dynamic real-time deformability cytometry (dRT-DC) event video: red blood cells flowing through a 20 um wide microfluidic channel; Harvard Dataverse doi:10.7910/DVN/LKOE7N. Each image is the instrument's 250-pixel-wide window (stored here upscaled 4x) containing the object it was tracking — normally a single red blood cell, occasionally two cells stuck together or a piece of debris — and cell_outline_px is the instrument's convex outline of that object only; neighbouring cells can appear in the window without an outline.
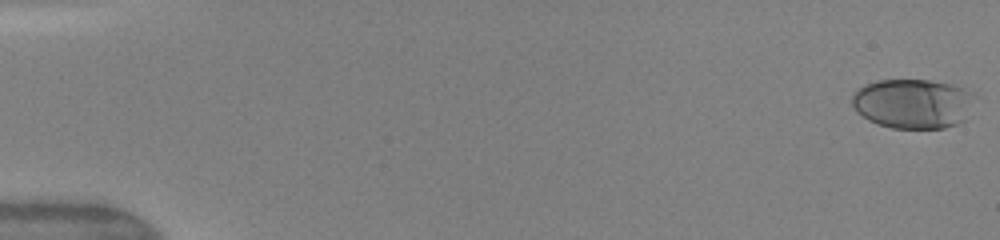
{"species": "human", "species_latin": "Homo sapiens", "temperature_condition": "warm", "stored_images_in_passage": 49, "camera_frame_rate_fps": 3000, "um_per_image_px": 0.085, "donor": {"sex": "female"}, "frame": {"image": 1, "passage_image": 1, "time_ms": 0.0, "image_size_px": [1000, 240], "cell_outline_px": [[976, 96], [964, 120], [956, 124], [944, 128], [892, 128], [868, 120], [856, 112], [852, 104], [852, 96], [864, 84], [876, 80], [928, 80], [952, 84], [964, 88], [972, 92]], "centroid_in_image_um": [77.6, 8.8], "position_along_channel_um": 7.4, "area_um2": 35.55}}
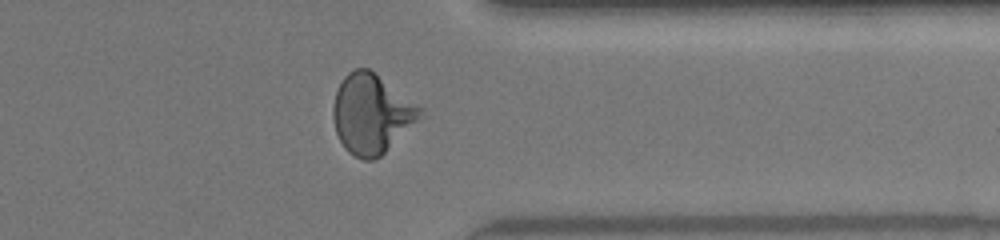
{"frame": {"image": 2, "passage_image": 40, "time_ms": 13.0, "image_size_px": [1000, 240], "cell_outline_px": [[424, 108], [420, 116], [380, 156], [372, 160], [364, 160], [348, 152], [344, 148], [336, 132], [332, 116], [332, 108], [336, 92], [344, 76], [348, 72], [356, 68], [368, 68]], "centroid_in_image_um": [31.53, 9.66], "position_along_channel_um": 379.9, "area_um2": 39.54}}
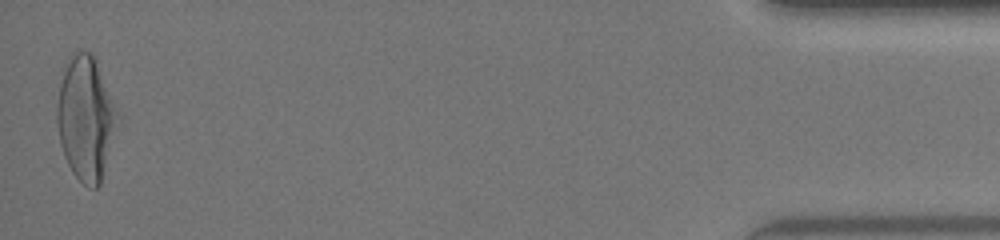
{"frame": {"image": 3, "passage_image": 49, "time_ms": 16.0, "image_size_px": [1000, 240], "cell_outline_px": [[120, 120], [100, 184], [96, 188], [88, 188], [72, 172], [64, 156], [60, 144], [56, 120], [56, 104], [64, 64], [68, 56], [76, 48], [92, 52], [96, 60], [120, 116]], "centroid_in_image_um": [7.28, 10.0], "position_along_channel_um": 427.9, "area_um2": 44.39}, "authors_computed_cell_mechanics": {"area_um2": 37.3388, "velocity_mm_per_s": 4.1648, "shape_relaxation_time_tau1_ms": 5.9784, "shape_relaxation_time_tau2_ms": 0.6997, "deformation_change_tau1": 0.2439, "deformation_change_tau2": 0.0629}}